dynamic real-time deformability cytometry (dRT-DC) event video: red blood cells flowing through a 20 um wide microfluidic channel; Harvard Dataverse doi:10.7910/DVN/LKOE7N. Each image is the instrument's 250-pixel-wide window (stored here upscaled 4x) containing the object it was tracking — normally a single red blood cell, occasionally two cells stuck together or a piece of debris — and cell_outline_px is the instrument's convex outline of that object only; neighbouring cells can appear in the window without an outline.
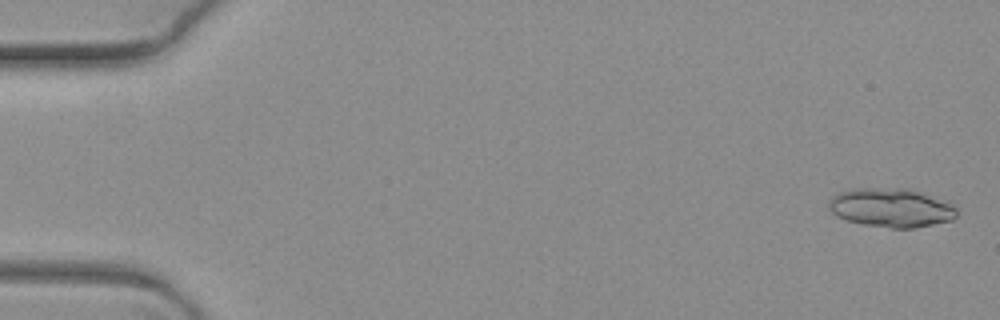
{"species": "common noctule bat (a hibernating species)", "species_latin": "Nyctalus noctula", "temperature_condition": "warm", "stored_images_in_passage": 12, "segment_of_instrument_passage": [1, 2], "camera_frame_rate_fps": 3000, "um_per_image_px": 0.085, "animal": {"sex": "female", "body_mass_g": 19.3, "forearm_length_mm": 54.1}, "frame": {"image": 1, "passage_image": 1, "time_ms": 0.0, "image_size_px": [1000, 320], "cell_outline_px": [[956, 216], [952, 220], [916, 228], [892, 228], [864, 224], [848, 220], [836, 216], [828, 208], [828, 204], [832, 196], [840, 192], [856, 188], [904, 188], [920, 192], [948, 200], [956, 208]], "centroid_in_image_um": [75.77, 17.65], "position_along_channel_um": 9.2, "area_um2": 29.07}}